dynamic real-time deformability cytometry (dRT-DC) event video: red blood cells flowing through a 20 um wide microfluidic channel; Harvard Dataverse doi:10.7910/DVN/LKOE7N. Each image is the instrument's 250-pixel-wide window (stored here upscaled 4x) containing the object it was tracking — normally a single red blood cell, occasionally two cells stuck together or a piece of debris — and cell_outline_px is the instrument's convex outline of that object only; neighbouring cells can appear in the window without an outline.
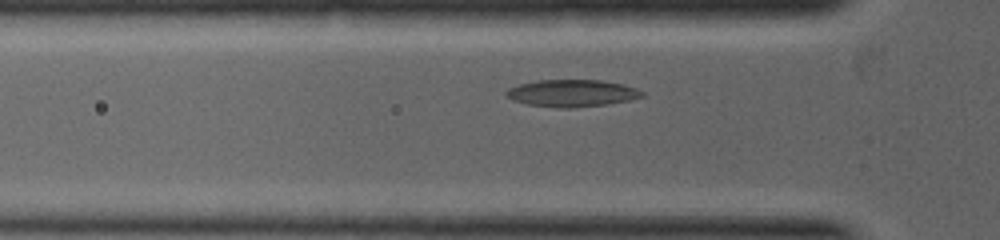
{"species": "common noctule bat (a hibernating species)", "species_latin": "Nyctalus noctula", "temperature_condition": "warm", "stored_images_in_passage": 26, "camera_frame_rate_fps": 5000, "um_per_image_px": 0.085, "animal": {"sex": "female", "body_mass_g": 19.0, "forearm_length_mm": 53.3}, "frame": {"image": 1, "passage_image": 3, "time_ms": 0.4, "image_size_px": [1000, 240], "cell_outline_px": [[644, 96], [628, 100], [608, 104], [572, 108], [560, 108], [528, 104], [512, 100], [504, 96], [504, 92], [508, 88], [520, 84], [536, 80], [604, 80], [624, 84], [636, 88], [644, 92]], "centroid_in_image_um": [48.6, 7.91], "position_along_channel_um": 77.2, "area_um2": 21.62}}
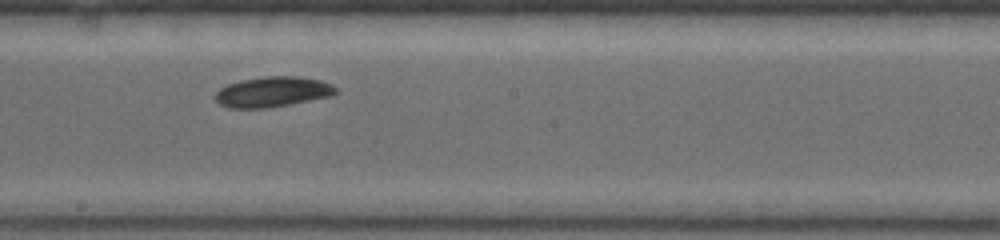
{"frame": {"image": 2, "passage_image": 13, "time_ms": 2.4, "image_size_px": [1000, 240], "cell_outline_px": [[336, 92], [332, 96], [268, 108], [228, 108], [220, 104], [212, 96], [220, 88], [228, 84], [240, 80], [264, 76], [300, 76], [320, 80], [332, 84], [336, 88]], "centroid_in_image_um": [23.15, 7.8], "position_along_channel_um": 225.1, "area_um2": 21.44}}
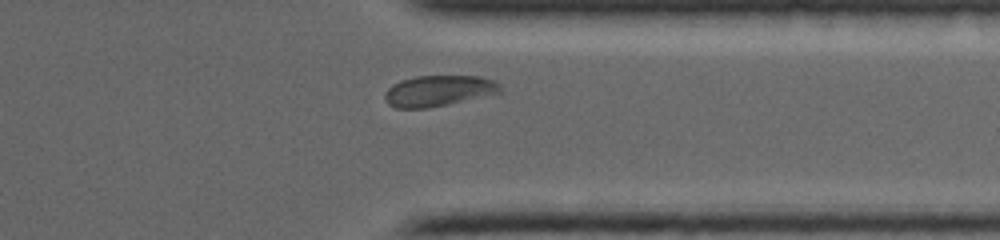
{"frame": {"image": 3, "passage_image": 23, "time_ms": 4.4, "image_size_px": [1000, 240], "cell_outline_px": [[500, 92], [448, 104], [428, 108], [396, 108], [388, 104], [384, 96], [384, 92], [392, 84], [400, 80], [416, 76], [480, 76], [492, 80], [500, 84]], "centroid_in_image_um": [37.22, 7.71], "position_along_channel_um": 374.2, "area_um2": 20.63}}